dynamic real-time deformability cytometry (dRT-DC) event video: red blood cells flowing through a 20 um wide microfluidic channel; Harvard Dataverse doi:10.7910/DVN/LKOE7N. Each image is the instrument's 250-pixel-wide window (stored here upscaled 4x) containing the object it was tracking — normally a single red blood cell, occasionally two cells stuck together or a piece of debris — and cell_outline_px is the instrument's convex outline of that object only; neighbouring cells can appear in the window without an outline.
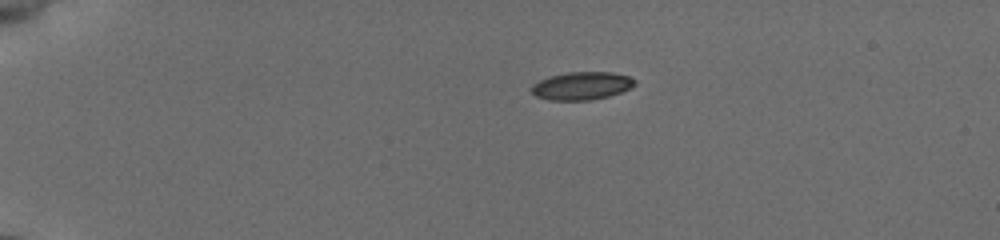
{"species": "common noctule bat (a hibernating species)", "species_latin": "Nyctalus noctula", "temperature_condition": "cold", "stored_images_in_passage": 43, "camera_frame_rate_fps": 3000, "um_per_image_px": 0.085, "animal": {"sex": "female", "body_mass_g": 19.5, "forearm_length_mm": 54.1}, "frame": {"image": 1, "passage_image": 1, "time_ms": 0.0, "image_size_px": [1000, 240], "cell_outline_px": [[636, 84], [620, 92], [608, 96], [592, 100], [548, 100], [536, 96], [532, 92], [532, 84], [548, 76], [568, 72], [612, 72], [628, 76], [636, 80]], "centroid_in_image_um": [49.43, 7.29], "position_along_channel_um": 35.6, "area_um2": 16.76}}
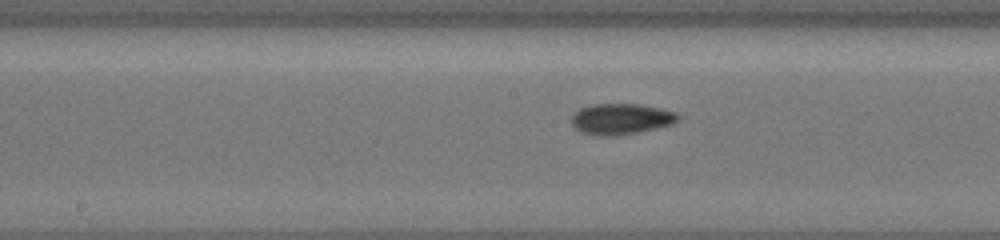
{"frame": {"image": 2, "passage_image": 19, "time_ms": 6.0, "image_size_px": [1000, 240], "cell_outline_px": [[680, 120], [672, 124], [640, 132], [616, 136], [596, 136], [580, 132], [572, 124], [572, 116], [580, 108], [592, 104], [640, 104], [660, 108], [676, 112], [680, 116]], "centroid_in_image_um": [52.8, 10.12], "position_along_channel_um": 195.4, "area_um2": 19.36}}
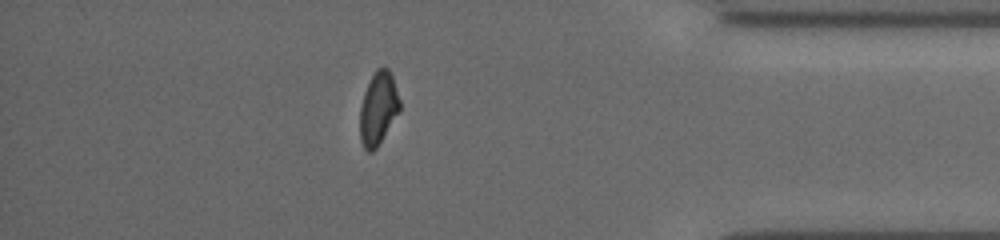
{"frame": {"image": 3, "passage_image": 37, "time_ms": 12.0, "image_size_px": [1000, 240], "cell_outline_px": [[400, 112], [376, 148], [372, 152], [368, 152], [364, 148], [360, 140], [360, 108], [364, 92], [376, 68], [388, 68], [392, 76], [400, 100]], "centroid_in_image_um": [32.15, 9.23], "position_along_channel_um": 403.0, "area_um2": 16.88}, "authors_computed_cell_mechanics": {"area_um2": 17.629, "velocity_mm_per_s": 3.8774, "shape_relaxation_time_tau1_ms": 3.3545, "shape_relaxation_time_tau2_ms": 3.367, "deformation_change_tau1": 0.1277, "deformation_change_tau2": 0.079}}